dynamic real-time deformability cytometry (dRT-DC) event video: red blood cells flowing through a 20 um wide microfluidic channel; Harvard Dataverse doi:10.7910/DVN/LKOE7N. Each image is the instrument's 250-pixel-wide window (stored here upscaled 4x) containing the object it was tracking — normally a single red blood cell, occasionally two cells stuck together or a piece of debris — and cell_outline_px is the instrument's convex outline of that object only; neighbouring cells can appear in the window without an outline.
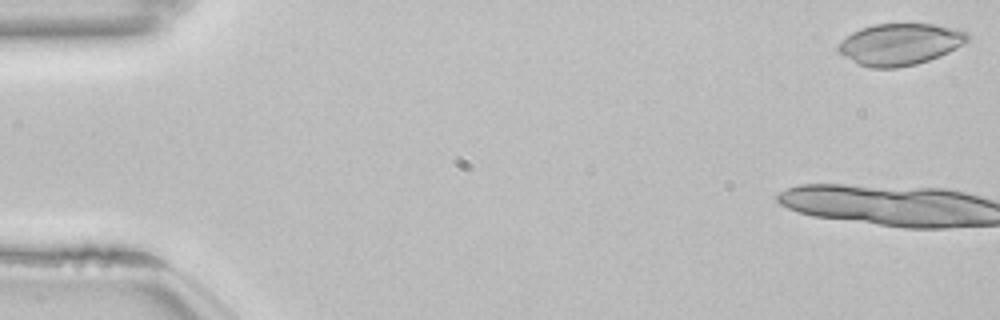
{"species": "common noctule bat (a hibernating species)", "species_latin": "Nyctalus noctula", "temperature_condition": "room temperature", "stored_images_in_passage": 14, "camera_frame_rate_fps": 3000, "um_per_image_px": 0.085, "animal": {"sex": "female", "body_mass_g": 22.7, "forearm_length_mm": 54.2}, "frame": {"image": 1, "passage_image": 1, "time_ms": 0.0, "image_size_px": [1000, 320], "cell_outline_px": [[968, 40], [964, 44], [940, 56], [916, 64], [896, 68], [872, 68], [856, 64], [844, 56], [836, 48], [836, 44], [840, 40], [852, 32], [860, 28], [872, 24], [936, 24], [960, 28], [968, 32]], "centroid_in_image_um": [76.48, 3.75], "position_along_channel_um": 8.5, "area_um2": 31.79}}